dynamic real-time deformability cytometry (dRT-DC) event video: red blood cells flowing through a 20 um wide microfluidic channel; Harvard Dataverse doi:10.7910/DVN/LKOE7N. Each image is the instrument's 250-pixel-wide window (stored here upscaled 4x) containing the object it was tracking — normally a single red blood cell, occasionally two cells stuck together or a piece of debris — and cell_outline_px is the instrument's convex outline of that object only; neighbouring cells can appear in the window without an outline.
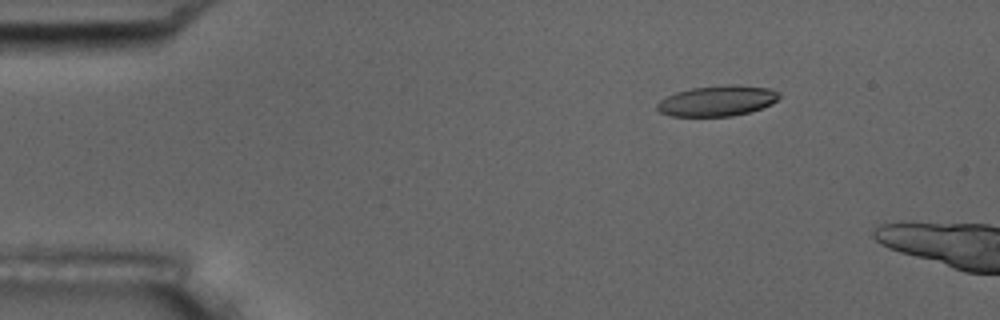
{"species": "common noctule bat (a hibernating species)", "species_latin": "Nyctalus noctula", "temperature_condition": "room temperature", "stored_images_in_passage": 2, "camera_frame_rate_fps": 3000, "um_per_image_px": 0.085, "animal": {"sex": "male", "body_mass_g": 17.5, "forearm_length_mm": 52.3}, "frame": {"image": 1, "passage_image": 1, "time_ms": 0.0, "image_size_px": [1000, 320], "cell_outline_px": [[780, 96], [772, 104], [748, 112], [732, 116], [672, 116], [660, 112], [656, 108], [656, 104], [660, 100], [676, 92], [692, 88], [728, 84], [736, 84], [768, 88], [780, 92]], "centroid_in_image_um": [60.97, 8.56], "position_along_channel_um": 24.0, "area_um2": 21.68}}